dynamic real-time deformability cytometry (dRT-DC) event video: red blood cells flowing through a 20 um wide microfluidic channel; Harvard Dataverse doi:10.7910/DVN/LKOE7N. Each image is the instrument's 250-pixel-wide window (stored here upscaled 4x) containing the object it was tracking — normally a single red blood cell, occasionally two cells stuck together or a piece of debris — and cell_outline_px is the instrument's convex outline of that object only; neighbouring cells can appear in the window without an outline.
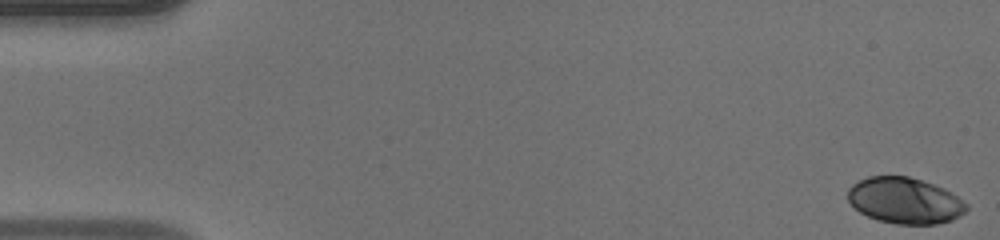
{"species": "human", "species_latin": "Homo sapiens", "temperature_condition": "warm", "stored_images_in_passage": 50, "camera_frame_rate_fps": 3000, "um_per_image_px": 0.085, "donor": {"sex": "male"}, "frame": {"image": 1, "passage_image": 1, "time_ms": 0.0, "image_size_px": [1000, 240], "cell_outline_px": [[968, 208], [960, 216], [952, 220], [936, 224], [896, 224], [876, 220], [860, 212], [848, 200], [848, 188], [852, 184], [868, 176], [908, 176], [944, 188], [968, 204]], "centroid_in_image_um": [76.9, 17.06], "position_along_channel_um": 8.1, "area_um2": 31.79}}
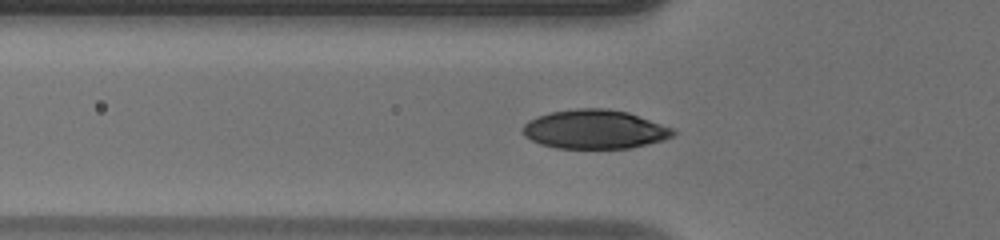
{"frame": {"image": 2, "passage_image": 17, "time_ms": 5.333, "image_size_px": [1000, 240], "cell_outline_px": [[676, 132], [672, 136], [664, 140], [628, 148], [556, 148], [540, 144], [524, 136], [520, 128], [528, 120], [536, 116], [552, 112], [576, 108], [608, 108], [628, 112], [676, 128]], "centroid_in_image_um": [50.55, 10.98], "position_along_channel_um": 75.2, "area_um2": 34.45}}
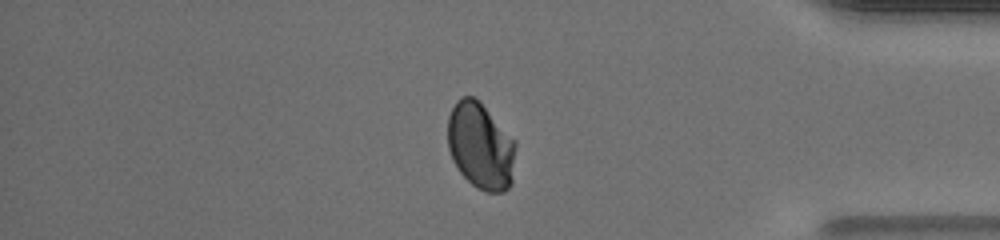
{"frame": {"image": 3, "passage_image": 42, "time_ms": 13.667, "image_size_px": [1000, 240], "cell_outline_px": [[516, 148], [512, 184], [504, 192], [484, 192], [476, 188], [460, 172], [452, 160], [448, 148], [448, 116], [456, 100], [460, 96], [472, 96], [480, 100], [516, 140]], "centroid_in_image_um": [40.87, 12.39], "position_along_channel_um": 394.3, "area_um2": 34.97}, "authors_computed_cell_mechanics": {"area_um2": 33.4662, "velocity_mm_per_s": 4.1532, "shape_relaxation_time_tau1_ms": 3.5724, "shape_relaxation_time_tau2_ms": null, "deformation_change_tau1": 0.132, "deformation_change_tau2": null}}